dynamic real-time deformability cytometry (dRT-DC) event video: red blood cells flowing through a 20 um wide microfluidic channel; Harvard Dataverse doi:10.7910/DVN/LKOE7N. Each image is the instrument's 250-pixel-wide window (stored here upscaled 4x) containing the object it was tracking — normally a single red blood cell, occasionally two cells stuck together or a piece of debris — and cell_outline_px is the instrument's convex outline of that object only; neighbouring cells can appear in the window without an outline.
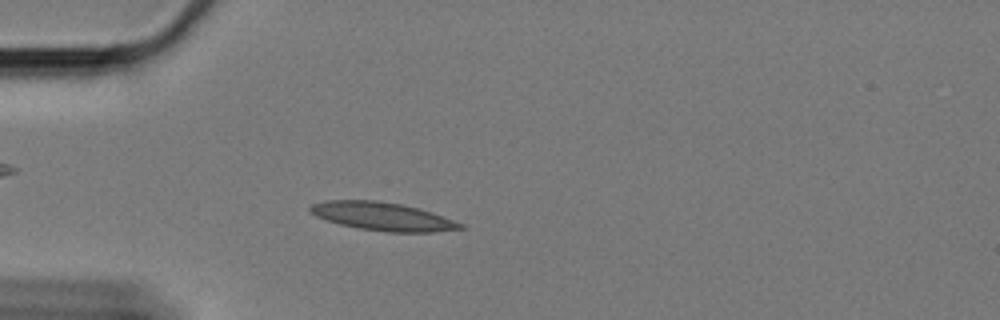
{"species": "Egyptian fruit bat (a non-hibernating species)", "species_latin": "Rousettus aegyptiacus", "temperature_condition": "cold", "stored_images_in_passage": 49, "camera_frame_rate_fps": 3000, "um_per_image_px": 0.085, "animal": {"sex": "female"}, "frame": {"image": 1, "passage_image": 6, "time_ms": 1.667, "image_size_px": [1000, 320], "cell_outline_px": [[464, 228], [432, 232], [384, 232], [356, 228], [340, 224], [316, 216], [308, 212], [308, 208], [312, 204], [324, 200], [376, 200], [400, 204], [420, 208], [432, 212], [464, 224]], "centroid_in_image_um": [32.49, 18.39], "position_along_channel_um": 52.5, "area_um2": 24.8}}
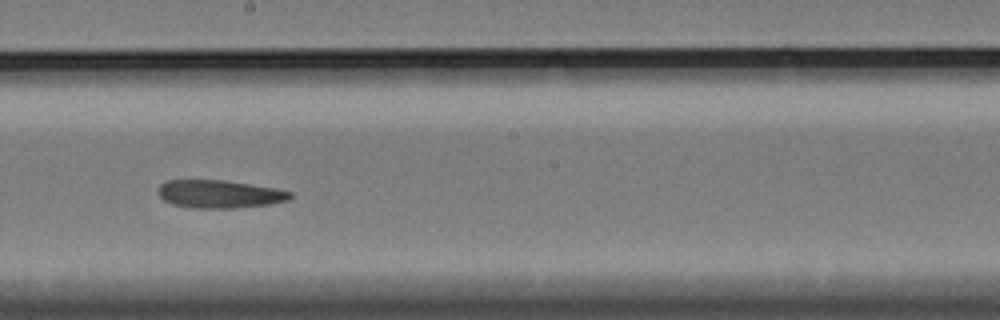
{"frame": {"image": 2, "passage_image": 23, "time_ms": 7.333, "image_size_px": [1000, 320], "cell_outline_px": [[292, 196], [288, 200], [272, 204], [236, 208], [192, 208], [172, 204], [164, 200], [156, 192], [160, 184], [168, 180], [224, 180], [276, 188], [292, 192]], "centroid_in_image_um": [18.65, 16.5], "position_along_channel_um": 229.6, "area_um2": 21.68}}
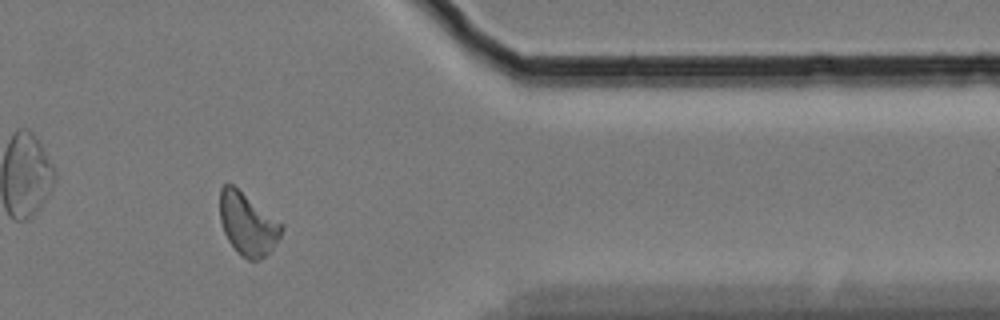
{"frame": {"image": 3, "passage_image": 39, "time_ms": 12.667, "image_size_px": [1000, 320], "cell_outline_px": [[284, 228], [280, 236], [272, 248], [260, 260], [248, 260], [240, 256], [236, 252], [228, 240], [224, 232], [220, 220], [220, 188], [224, 184], [232, 184], [280, 224]], "centroid_in_image_um": [21.0, 19.08], "position_along_channel_um": 390.4, "area_um2": 21.79}}